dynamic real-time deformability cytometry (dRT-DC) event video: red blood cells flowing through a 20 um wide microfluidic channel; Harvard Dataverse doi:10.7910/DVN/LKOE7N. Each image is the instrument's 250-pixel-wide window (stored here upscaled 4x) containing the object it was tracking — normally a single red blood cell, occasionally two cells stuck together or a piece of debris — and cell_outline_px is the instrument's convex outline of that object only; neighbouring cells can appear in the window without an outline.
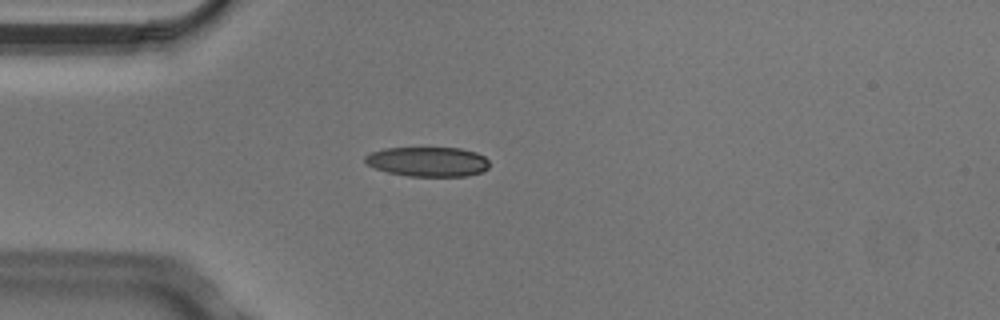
{"species": "Egyptian fruit bat (a non-hibernating species)", "species_latin": "Rousettus aegyptiacus", "temperature_condition": "cold", "stored_images_in_passage": 2, "camera_frame_rate_fps": 3000, "um_per_image_px": 0.085, "animal": {"sex": "male"}, "frame": {"image": 1, "passage_image": 2, "time_ms": 0.333, "image_size_px": [1000, 320], "cell_outline_px": [[488, 168], [484, 172], [468, 176], [408, 176], [388, 172], [376, 168], [368, 164], [364, 160], [364, 156], [372, 152], [384, 148], [460, 148], [476, 152], [484, 156], [488, 160]], "centroid_in_image_um": [36.4, 13.74], "position_along_channel_um": 48.6, "area_um2": 21.5}}